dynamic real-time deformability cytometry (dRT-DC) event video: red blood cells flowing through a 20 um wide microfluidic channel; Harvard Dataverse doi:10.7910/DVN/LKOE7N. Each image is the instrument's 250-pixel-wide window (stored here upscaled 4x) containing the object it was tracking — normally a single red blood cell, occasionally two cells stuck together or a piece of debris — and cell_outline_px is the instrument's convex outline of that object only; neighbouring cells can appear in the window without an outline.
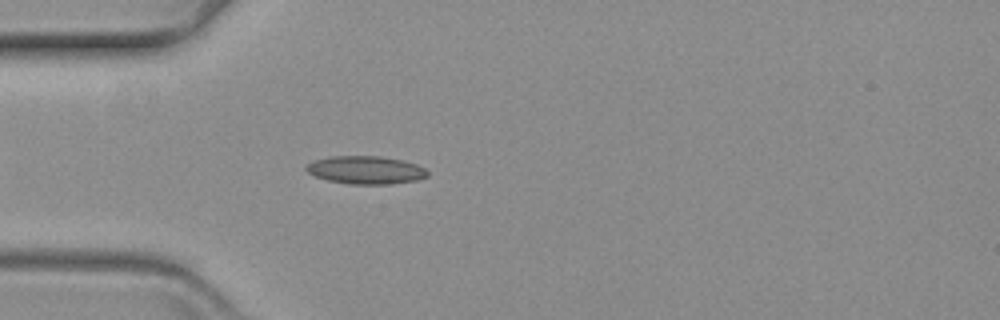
{"species": "common noctule bat (a hibernating species)", "species_latin": "Nyctalus noctula", "temperature_condition": "warm", "stored_images_in_passage": 60, "camera_frame_rate_fps": 3000, "um_per_image_px": 0.085, "animal": {"sex": "female", "body_mass_g": 19.3, "forearm_length_mm": 54.1}, "frame": {"image": 1, "passage_image": 17, "time_ms": 5.333, "image_size_px": [1000, 320], "cell_outline_px": [[428, 176], [416, 180], [392, 184], [348, 184], [328, 180], [316, 176], [308, 172], [304, 168], [312, 160], [332, 156], [380, 156], [400, 160], [416, 164], [424, 168], [428, 172]], "centroid_in_image_um": [31.07, 14.45], "position_along_channel_um": 53.9, "area_um2": 19.71}}
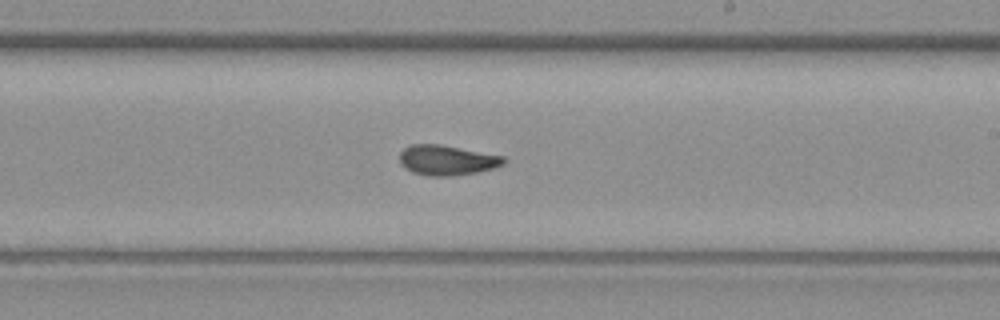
{"frame": {"image": 2, "passage_image": 35, "time_ms": 11.333, "image_size_px": [1000, 320], "cell_outline_px": [[504, 164], [492, 168], [476, 172], [452, 176], [428, 176], [412, 172], [404, 168], [400, 164], [400, 152], [404, 148], [412, 144], [440, 144], [504, 156]], "centroid_in_image_um": [37.94, 13.61], "position_along_channel_um": 251.1, "area_um2": 18.21}}
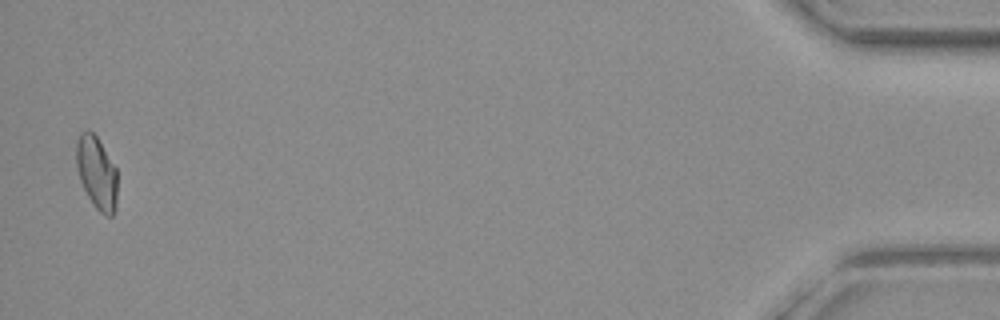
{"frame": {"image": 3, "passage_image": 59, "time_ms": 19.333, "image_size_px": [1000, 320], "cell_outline_px": [[116, 208], [112, 216], [104, 216], [96, 208], [88, 196], [80, 180], [76, 164], [76, 144], [80, 132], [88, 128], [96, 136], [116, 168]], "centroid_in_image_um": [8.2, 14.67], "position_along_channel_um": 427.0, "area_um2": 17.28}}